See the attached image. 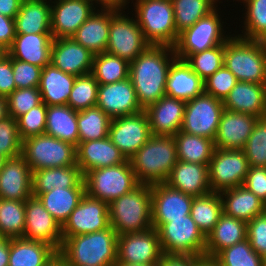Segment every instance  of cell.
<instances>
[{
    "instance_id": "obj_22",
    "label": "cell",
    "mask_w": 266,
    "mask_h": 266,
    "mask_svg": "<svg viewBox=\"0 0 266 266\" xmlns=\"http://www.w3.org/2000/svg\"><path fill=\"white\" fill-rule=\"evenodd\" d=\"M32 196V171L20 154L6 158L0 171V199L26 201Z\"/></svg>"
},
{
    "instance_id": "obj_10",
    "label": "cell",
    "mask_w": 266,
    "mask_h": 266,
    "mask_svg": "<svg viewBox=\"0 0 266 266\" xmlns=\"http://www.w3.org/2000/svg\"><path fill=\"white\" fill-rule=\"evenodd\" d=\"M124 12L110 8L109 40L105 52L130 63L150 44L145 40L136 18Z\"/></svg>"
},
{
    "instance_id": "obj_45",
    "label": "cell",
    "mask_w": 266,
    "mask_h": 266,
    "mask_svg": "<svg viewBox=\"0 0 266 266\" xmlns=\"http://www.w3.org/2000/svg\"><path fill=\"white\" fill-rule=\"evenodd\" d=\"M240 3L245 4L244 30H241L242 34L236 35L266 42V0H242Z\"/></svg>"
},
{
    "instance_id": "obj_13",
    "label": "cell",
    "mask_w": 266,
    "mask_h": 266,
    "mask_svg": "<svg viewBox=\"0 0 266 266\" xmlns=\"http://www.w3.org/2000/svg\"><path fill=\"white\" fill-rule=\"evenodd\" d=\"M223 110V101L202 93L186 102L180 131L214 140Z\"/></svg>"
},
{
    "instance_id": "obj_55",
    "label": "cell",
    "mask_w": 266,
    "mask_h": 266,
    "mask_svg": "<svg viewBox=\"0 0 266 266\" xmlns=\"http://www.w3.org/2000/svg\"><path fill=\"white\" fill-rule=\"evenodd\" d=\"M247 239L258 254L266 253V212L247 222Z\"/></svg>"
},
{
    "instance_id": "obj_51",
    "label": "cell",
    "mask_w": 266,
    "mask_h": 266,
    "mask_svg": "<svg viewBox=\"0 0 266 266\" xmlns=\"http://www.w3.org/2000/svg\"><path fill=\"white\" fill-rule=\"evenodd\" d=\"M47 105L42 102L17 118L18 131L22 140L45 134Z\"/></svg>"
},
{
    "instance_id": "obj_26",
    "label": "cell",
    "mask_w": 266,
    "mask_h": 266,
    "mask_svg": "<svg viewBox=\"0 0 266 266\" xmlns=\"http://www.w3.org/2000/svg\"><path fill=\"white\" fill-rule=\"evenodd\" d=\"M224 109L266 116V84L238 81L223 101Z\"/></svg>"
},
{
    "instance_id": "obj_20",
    "label": "cell",
    "mask_w": 266,
    "mask_h": 266,
    "mask_svg": "<svg viewBox=\"0 0 266 266\" xmlns=\"http://www.w3.org/2000/svg\"><path fill=\"white\" fill-rule=\"evenodd\" d=\"M96 106L111 119L144 110L138 103L136 91L129 78L115 83L99 84Z\"/></svg>"
},
{
    "instance_id": "obj_40",
    "label": "cell",
    "mask_w": 266,
    "mask_h": 266,
    "mask_svg": "<svg viewBox=\"0 0 266 266\" xmlns=\"http://www.w3.org/2000/svg\"><path fill=\"white\" fill-rule=\"evenodd\" d=\"M222 213L223 203L219 193L210 192L193 198L190 215L205 237L214 229Z\"/></svg>"
},
{
    "instance_id": "obj_56",
    "label": "cell",
    "mask_w": 266,
    "mask_h": 266,
    "mask_svg": "<svg viewBox=\"0 0 266 266\" xmlns=\"http://www.w3.org/2000/svg\"><path fill=\"white\" fill-rule=\"evenodd\" d=\"M243 186L266 204V168L250 166Z\"/></svg>"
},
{
    "instance_id": "obj_23",
    "label": "cell",
    "mask_w": 266,
    "mask_h": 266,
    "mask_svg": "<svg viewBox=\"0 0 266 266\" xmlns=\"http://www.w3.org/2000/svg\"><path fill=\"white\" fill-rule=\"evenodd\" d=\"M258 118L224 109L214 139L215 148L243 150Z\"/></svg>"
},
{
    "instance_id": "obj_41",
    "label": "cell",
    "mask_w": 266,
    "mask_h": 266,
    "mask_svg": "<svg viewBox=\"0 0 266 266\" xmlns=\"http://www.w3.org/2000/svg\"><path fill=\"white\" fill-rule=\"evenodd\" d=\"M111 118L99 107L77 111L79 142L108 137Z\"/></svg>"
},
{
    "instance_id": "obj_59",
    "label": "cell",
    "mask_w": 266,
    "mask_h": 266,
    "mask_svg": "<svg viewBox=\"0 0 266 266\" xmlns=\"http://www.w3.org/2000/svg\"><path fill=\"white\" fill-rule=\"evenodd\" d=\"M198 256L187 254H167L163 253L157 266H194V260Z\"/></svg>"
},
{
    "instance_id": "obj_68",
    "label": "cell",
    "mask_w": 266,
    "mask_h": 266,
    "mask_svg": "<svg viewBox=\"0 0 266 266\" xmlns=\"http://www.w3.org/2000/svg\"><path fill=\"white\" fill-rule=\"evenodd\" d=\"M5 160H6V157L0 154V171L3 168V164H4Z\"/></svg>"
},
{
    "instance_id": "obj_34",
    "label": "cell",
    "mask_w": 266,
    "mask_h": 266,
    "mask_svg": "<svg viewBox=\"0 0 266 266\" xmlns=\"http://www.w3.org/2000/svg\"><path fill=\"white\" fill-rule=\"evenodd\" d=\"M247 239V222L221 214L214 229L206 237L205 255L215 257L224 248Z\"/></svg>"
},
{
    "instance_id": "obj_6",
    "label": "cell",
    "mask_w": 266,
    "mask_h": 266,
    "mask_svg": "<svg viewBox=\"0 0 266 266\" xmlns=\"http://www.w3.org/2000/svg\"><path fill=\"white\" fill-rule=\"evenodd\" d=\"M132 3L145 40L150 45L174 47L179 33L175 29L171 0H135Z\"/></svg>"
},
{
    "instance_id": "obj_7",
    "label": "cell",
    "mask_w": 266,
    "mask_h": 266,
    "mask_svg": "<svg viewBox=\"0 0 266 266\" xmlns=\"http://www.w3.org/2000/svg\"><path fill=\"white\" fill-rule=\"evenodd\" d=\"M84 183L88 196L105 201L107 204L140 184L129 160L122 164L88 171L84 175Z\"/></svg>"
},
{
    "instance_id": "obj_42",
    "label": "cell",
    "mask_w": 266,
    "mask_h": 266,
    "mask_svg": "<svg viewBox=\"0 0 266 266\" xmlns=\"http://www.w3.org/2000/svg\"><path fill=\"white\" fill-rule=\"evenodd\" d=\"M130 63L107 52L93 57L91 74L99 84H110L129 78Z\"/></svg>"
},
{
    "instance_id": "obj_61",
    "label": "cell",
    "mask_w": 266,
    "mask_h": 266,
    "mask_svg": "<svg viewBox=\"0 0 266 266\" xmlns=\"http://www.w3.org/2000/svg\"><path fill=\"white\" fill-rule=\"evenodd\" d=\"M93 2L98 5V8L101 7V8H113L117 10H125L129 7L127 5L130 3V0H93Z\"/></svg>"
},
{
    "instance_id": "obj_52",
    "label": "cell",
    "mask_w": 266,
    "mask_h": 266,
    "mask_svg": "<svg viewBox=\"0 0 266 266\" xmlns=\"http://www.w3.org/2000/svg\"><path fill=\"white\" fill-rule=\"evenodd\" d=\"M22 139L19 135L17 119L8 116L0 120V154L6 158L21 154Z\"/></svg>"
},
{
    "instance_id": "obj_14",
    "label": "cell",
    "mask_w": 266,
    "mask_h": 266,
    "mask_svg": "<svg viewBox=\"0 0 266 266\" xmlns=\"http://www.w3.org/2000/svg\"><path fill=\"white\" fill-rule=\"evenodd\" d=\"M109 226V204L85 193L62 225V238L101 231Z\"/></svg>"
},
{
    "instance_id": "obj_37",
    "label": "cell",
    "mask_w": 266,
    "mask_h": 266,
    "mask_svg": "<svg viewBox=\"0 0 266 266\" xmlns=\"http://www.w3.org/2000/svg\"><path fill=\"white\" fill-rule=\"evenodd\" d=\"M45 134L78 146L77 111L68 105L47 106Z\"/></svg>"
},
{
    "instance_id": "obj_66",
    "label": "cell",
    "mask_w": 266,
    "mask_h": 266,
    "mask_svg": "<svg viewBox=\"0 0 266 266\" xmlns=\"http://www.w3.org/2000/svg\"><path fill=\"white\" fill-rule=\"evenodd\" d=\"M158 263H150V264H132V263H122V262H116L114 266H157Z\"/></svg>"
},
{
    "instance_id": "obj_48",
    "label": "cell",
    "mask_w": 266,
    "mask_h": 266,
    "mask_svg": "<svg viewBox=\"0 0 266 266\" xmlns=\"http://www.w3.org/2000/svg\"><path fill=\"white\" fill-rule=\"evenodd\" d=\"M185 61L204 81L224 65V44L192 54Z\"/></svg>"
},
{
    "instance_id": "obj_17",
    "label": "cell",
    "mask_w": 266,
    "mask_h": 266,
    "mask_svg": "<svg viewBox=\"0 0 266 266\" xmlns=\"http://www.w3.org/2000/svg\"><path fill=\"white\" fill-rule=\"evenodd\" d=\"M22 238L47 243L57 252L63 244L62 226L44 208L38 197L31 196L25 201V230Z\"/></svg>"
},
{
    "instance_id": "obj_63",
    "label": "cell",
    "mask_w": 266,
    "mask_h": 266,
    "mask_svg": "<svg viewBox=\"0 0 266 266\" xmlns=\"http://www.w3.org/2000/svg\"><path fill=\"white\" fill-rule=\"evenodd\" d=\"M194 266H221L215 257L202 255L194 260Z\"/></svg>"
},
{
    "instance_id": "obj_54",
    "label": "cell",
    "mask_w": 266,
    "mask_h": 266,
    "mask_svg": "<svg viewBox=\"0 0 266 266\" xmlns=\"http://www.w3.org/2000/svg\"><path fill=\"white\" fill-rule=\"evenodd\" d=\"M12 68L17 89L39 86L41 67L12 58Z\"/></svg>"
},
{
    "instance_id": "obj_16",
    "label": "cell",
    "mask_w": 266,
    "mask_h": 266,
    "mask_svg": "<svg viewBox=\"0 0 266 266\" xmlns=\"http://www.w3.org/2000/svg\"><path fill=\"white\" fill-rule=\"evenodd\" d=\"M163 251L155 228L117 237V262L132 264L158 263Z\"/></svg>"
},
{
    "instance_id": "obj_36",
    "label": "cell",
    "mask_w": 266,
    "mask_h": 266,
    "mask_svg": "<svg viewBox=\"0 0 266 266\" xmlns=\"http://www.w3.org/2000/svg\"><path fill=\"white\" fill-rule=\"evenodd\" d=\"M58 252L49 244L24 238L10 239L8 266H44Z\"/></svg>"
},
{
    "instance_id": "obj_5",
    "label": "cell",
    "mask_w": 266,
    "mask_h": 266,
    "mask_svg": "<svg viewBox=\"0 0 266 266\" xmlns=\"http://www.w3.org/2000/svg\"><path fill=\"white\" fill-rule=\"evenodd\" d=\"M224 65L238 81L266 84V42L231 36L224 44Z\"/></svg>"
},
{
    "instance_id": "obj_28",
    "label": "cell",
    "mask_w": 266,
    "mask_h": 266,
    "mask_svg": "<svg viewBox=\"0 0 266 266\" xmlns=\"http://www.w3.org/2000/svg\"><path fill=\"white\" fill-rule=\"evenodd\" d=\"M52 42L51 33L16 34L7 53L11 58L43 68L50 64Z\"/></svg>"
},
{
    "instance_id": "obj_47",
    "label": "cell",
    "mask_w": 266,
    "mask_h": 266,
    "mask_svg": "<svg viewBox=\"0 0 266 266\" xmlns=\"http://www.w3.org/2000/svg\"><path fill=\"white\" fill-rule=\"evenodd\" d=\"M98 86L99 83L91 73L76 76L67 105L75 111L96 106Z\"/></svg>"
},
{
    "instance_id": "obj_53",
    "label": "cell",
    "mask_w": 266,
    "mask_h": 266,
    "mask_svg": "<svg viewBox=\"0 0 266 266\" xmlns=\"http://www.w3.org/2000/svg\"><path fill=\"white\" fill-rule=\"evenodd\" d=\"M237 82L235 75L223 65L204 80V93L224 101Z\"/></svg>"
},
{
    "instance_id": "obj_65",
    "label": "cell",
    "mask_w": 266,
    "mask_h": 266,
    "mask_svg": "<svg viewBox=\"0 0 266 266\" xmlns=\"http://www.w3.org/2000/svg\"><path fill=\"white\" fill-rule=\"evenodd\" d=\"M7 100L5 97L0 96V120L8 117Z\"/></svg>"
},
{
    "instance_id": "obj_43",
    "label": "cell",
    "mask_w": 266,
    "mask_h": 266,
    "mask_svg": "<svg viewBox=\"0 0 266 266\" xmlns=\"http://www.w3.org/2000/svg\"><path fill=\"white\" fill-rule=\"evenodd\" d=\"M174 11L175 29L181 33L208 15L218 5L219 0H171Z\"/></svg>"
},
{
    "instance_id": "obj_35",
    "label": "cell",
    "mask_w": 266,
    "mask_h": 266,
    "mask_svg": "<svg viewBox=\"0 0 266 266\" xmlns=\"http://www.w3.org/2000/svg\"><path fill=\"white\" fill-rule=\"evenodd\" d=\"M76 76L65 73L51 63L42 68L38 89L47 106L67 105Z\"/></svg>"
},
{
    "instance_id": "obj_4",
    "label": "cell",
    "mask_w": 266,
    "mask_h": 266,
    "mask_svg": "<svg viewBox=\"0 0 266 266\" xmlns=\"http://www.w3.org/2000/svg\"><path fill=\"white\" fill-rule=\"evenodd\" d=\"M109 221L118 236L152 228L151 185L140 183L109 203Z\"/></svg>"
},
{
    "instance_id": "obj_24",
    "label": "cell",
    "mask_w": 266,
    "mask_h": 266,
    "mask_svg": "<svg viewBox=\"0 0 266 266\" xmlns=\"http://www.w3.org/2000/svg\"><path fill=\"white\" fill-rule=\"evenodd\" d=\"M186 101L164 96L144 109L151 134L174 136L182 127Z\"/></svg>"
},
{
    "instance_id": "obj_21",
    "label": "cell",
    "mask_w": 266,
    "mask_h": 266,
    "mask_svg": "<svg viewBox=\"0 0 266 266\" xmlns=\"http://www.w3.org/2000/svg\"><path fill=\"white\" fill-rule=\"evenodd\" d=\"M94 54L72 37L53 39L50 63L75 76L91 73Z\"/></svg>"
},
{
    "instance_id": "obj_32",
    "label": "cell",
    "mask_w": 266,
    "mask_h": 266,
    "mask_svg": "<svg viewBox=\"0 0 266 266\" xmlns=\"http://www.w3.org/2000/svg\"><path fill=\"white\" fill-rule=\"evenodd\" d=\"M14 21L16 34L51 33V0H23Z\"/></svg>"
},
{
    "instance_id": "obj_29",
    "label": "cell",
    "mask_w": 266,
    "mask_h": 266,
    "mask_svg": "<svg viewBox=\"0 0 266 266\" xmlns=\"http://www.w3.org/2000/svg\"><path fill=\"white\" fill-rule=\"evenodd\" d=\"M204 93V81L182 59L176 58L168 71L166 96L183 101Z\"/></svg>"
},
{
    "instance_id": "obj_8",
    "label": "cell",
    "mask_w": 266,
    "mask_h": 266,
    "mask_svg": "<svg viewBox=\"0 0 266 266\" xmlns=\"http://www.w3.org/2000/svg\"><path fill=\"white\" fill-rule=\"evenodd\" d=\"M21 155L32 172L76 165V146L47 134L22 140Z\"/></svg>"
},
{
    "instance_id": "obj_9",
    "label": "cell",
    "mask_w": 266,
    "mask_h": 266,
    "mask_svg": "<svg viewBox=\"0 0 266 266\" xmlns=\"http://www.w3.org/2000/svg\"><path fill=\"white\" fill-rule=\"evenodd\" d=\"M218 7L179 33L174 46L176 57L186 60L190 55L225 44L232 35H225Z\"/></svg>"
},
{
    "instance_id": "obj_49",
    "label": "cell",
    "mask_w": 266,
    "mask_h": 266,
    "mask_svg": "<svg viewBox=\"0 0 266 266\" xmlns=\"http://www.w3.org/2000/svg\"><path fill=\"white\" fill-rule=\"evenodd\" d=\"M243 151L250 166L266 168V116L257 119Z\"/></svg>"
},
{
    "instance_id": "obj_3",
    "label": "cell",
    "mask_w": 266,
    "mask_h": 266,
    "mask_svg": "<svg viewBox=\"0 0 266 266\" xmlns=\"http://www.w3.org/2000/svg\"><path fill=\"white\" fill-rule=\"evenodd\" d=\"M129 161L139 183H163L178 161L176 141L173 136L152 135Z\"/></svg>"
},
{
    "instance_id": "obj_58",
    "label": "cell",
    "mask_w": 266,
    "mask_h": 266,
    "mask_svg": "<svg viewBox=\"0 0 266 266\" xmlns=\"http://www.w3.org/2000/svg\"><path fill=\"white\" fill-rule=\"evenodd\" d=\"M15 21L0 14V45L8 50L15 38Z\"/></svg>"
},
{
    "instance_id": "obj_57",
    "label": "cell",
    "mask_w": 266,
    "mask_h": 266,
    "mask_svg": "<svg viewBox=\"0 0 266 266\" xmlns=\"http://www.w3.org/2000/svg\"><path fill=\"white\" fill-rule=\"evenodd\" d=\"M16 88L12 58L7 54L0 61V96L7 98Z\"/></svg>"
},
{
    "instance_id": "obj_15",
    "label": "cell",
    "mask_w": 266,
    "mask_h": 266,
    "mask_svg": "<svg viewBox=\"0 0 266 266\" xmlns=\"http://www.w3.org/2000/svg\"><path fill=\"white\" fill-rule=\"evenodd\" d=\"M108 136L129 160L152 136L146 112L113 118Z\"/></svg>"
},
{
    "instance_id": "obj_60",
    "label": "cell",
    "mask_w": 266,
    "mask_h": 266,
    "mask_svg": "<svg viewBox=\"0 0 266 266\" xmlns=\"http://www.w3.org/2000/svg\"><path fill=\"white\" fill-rule=\"evenodd\" d=\"M23 0H0V14L14 19Z\"/></svg>"
},
{
    "instance_id": "obj_19",
    "label": "cell",
    "mask_w": 266,
    "mask_h": 266,
    "mask_svg": "<svg viewBox=\"0 0 266 266\" xmlns=\"http://www.w3.org/2000/svg\"><path fill=\"white\" fill-rule=\"evenodd\" d=\"M193 198L165 182L152 184V227L157 230L162 224L170 222V219L189 215Z\"/></svg>"
},
{
    "instance_id": "obj_39",
    "label": "cell",
    "mask_w": 266,
    "mask_h": 266,
    "mask_svg": "<svg viewBox=\"0 0 266 266\" xmlns=\"http://www.w3.org/2000/svg\"><path fill=\"white\" fill-rule=\"evenodd\" d=\"M173 137L177 145L178 160L209 165L215 149L214 140L183 131Z\"/></svg>"
},
{
    "instance_id": "obj_25",
    "label": "cell",
    "mask_w": 266,
    "mask_h": 266,
    "mask_svg": "<svg viewBox=\"0 0 266 266\" xmlns=\"http://www.w3.org/2000/svg\"><path fill=\"white\" fill-rule=\"evenodd\" d=\"M127 159L108 137L100 140L79 142L76 147V165L83 176L93 169L126 162Z\"/></svg>"
},
{
    "instance_id": "obj_44",
    "label": "cell",
    "mask_w": 266,
    "mask_h": 266,
    "mask_svg": "<svg viewBox=\"0 0 266 266\" xmlns=\"http://www.w3.org/2000/svg\"><path fill=\"white\" fill-rule=\"evenodd\" d=\"M25 230V201L0 199V236L21 238Z\"/></svg>"
},
{
    "instance_id": "obj_2",
    "label": "cell",
    "mask_w": 266,
    "mask_h": 266,
    "mask_svg": "<svg viewBox=\"0 0 266 266\" xmlns=\"http://www.w3.org/2000/svg\"><path fill=\"white\" fill-rule=\"evenodd\" d=\"M117 233L107 229L63 238L58 252L68 266H114L117 262Z\"/></svg>"
},
{
    "instance_id": "obj_31",
    "label": "cell",
    "mask_w": 266,
    "mask_h": 266,
    "mask_svg": "<svg viewBox=\"0 0 266 266\" xmlns=\"http://www.w3.org/2000/svg\"><path fill=\"white\" fill-rule=\"evenodd\" d=\"M226 215L245 222L266 212V204L243 185L219 193Z\"/></svg>"
},
{
    "instance_id": "obj_64",
    "label": "cell",
    "mask_w": 266,
    "mask_h": 266,
    "mask_svg": "<svg viewBox=\"0 0 266 266\" xmlns=\"http://www.w3.org/2000/svg\"><path fill=\"white\" fill-rule=\"evenodd\" d=\"M44 266H68L62 256L57 253L48 263Z\"/></svg>"
},
{
    "instance_id": "obj_27",
    "label": "cell",
    "mask_w": 266,
    "mask_h": 266,
    "mask_svg": "<svg viewBox=\"0 0 266 266\" xmlns=\"http://www.w3.org/2000/svg\"><path fill=\"white\" fill-rule=\"evenodd\" d=\"M165 183L193 197L212 192L206 164L178 160Z\"/></svg>"
},
{
    "instance_id": "obj_11",
    "label": "cell",
    "mask_w": 266,
    "mask_h": 266,
    "mask_svg": "<svg viewBox=\"0 0 266 266\" xmlns=\"http://www.w3.org/2000/svg\"><path fill=\"white\" fill-rule=\"evenodd\" d=\"M157 232L163 253L205 255L206 237L190 214L183 218L170 219Z\"/></svg>"
},
{
    "instance_id": "obj_69",
    "label": "cell",
    "mask_w": 266,
    "mask_h": 266,
    "mask_svg": "<svg viewBox=\"0 0 266 266\" xmlns=\"http://www.w3.org/2000/svg\"><path fill=\"white\" fill-rule=\"evenodd\" d=\"M264 266H266V253L263 255Z\"/></svg>"
},
{
    "instance_id": "obj_30",
    "label": "cell",
    "mask_w": 266,
    "mask_h": 266,
    "mask_svg": "<svg viewBox=\"0 0 266 266\" xmlns=\"http://www.w3.org/2000/svg\"><path fill=\"white\" fill-rule=\"evenodd\" d=\"M99 9L97 8L72 36L94 55L105 52L109 40L110 8Z\"/></svg>"
},
{
    "instance_id": "obj_18",
    "label": "cell",
    "mask_w": 266,
    "mask_h": 266,
    "mask_svg": "<svg viewBox=\"0 0 266 266\" xmlns=\"http://www.w3.org/2000/svg\"><path fill=\"white\" fill-rule=\"evenodd\" d=\"M96 7L93 0H51L52 38L72 37Z\"/></svg>"
},
{
    "instance_id": "obj_1",
    "label": "cell",
    "mask_w": 266,
    "mask_h": 266,
    "mask_svg": "<svg viewBox=\"0 0 266 266\" xmlns=\"http://www.w3.org/2000/svg\"><path fill=\"white\" fill-rule=\"evenodd\" d=\"M176 58L174 47L150 45L130 62L129 79L143 109L166 96L168 71Z\"/></svg>"
},
{
    "instance_id": "obj_50",
    "label": "cell",
    "mask_w": 266,
    "mask_h": 266,
    "mask_svg": "<svg viewBox=\"0 0 266 266\" xmlns=\"http://www.w3.org/2000/svg\"><path fill=\"white\" fill-rule=\"evenodd\" d=\"M8 115L17 119L42 103L38 87L15 89L7 98Z\"/></svg>"
},
{
    "instance_id": "obj_33",
    "label": "cell",
    "mask_w": 266,
    "mask_h": 266,
    "mask_svg": "<svg viewBox=\"0 0 266 266\" xmlns=\"http://www.w3.org/2000/svg\"><path fill=\"white\" fill-rule=\"evenodd\" d=\"M73 187H85L84 176L77 165L32 172V194H43L54 188Z\"/></svg>"
},
{
    "instance_id": "obj_12",
    "label": "cell",
    "mask_w": 266,
    "mask_h": 266,
    "mask_svg": "<svg viewBox=\"0 0 266 266\" xmlns=\"http://www.w3.org/2000/svg\"><path fill=\"white\" fill-rule=\"evenodd\" d=\"M250 165L243 150L215 148L208 165L212 192L242 186Z\"/></svg>"
},
{
    "instance_id": "obj_67",
    "label": "cell",
    "mask_w": 266,
    "mask_h": 266,
    "mask_svg": "<svg viewBox=\"0 0 266 266\" xmlns=\"http://www.w3.org/2000/svg\"><path fill=\"white\" fill-rule=\"evenodd\" d=\"M7 49L0 45V61L7 56Z\"/></svg>"
},
{
    "instance_id": "obj_62",
    "label": "cell",
    "mask_w": 266,
    "mask_h": 266,
    "mask_svg": "<svg viewBox=\"0 0 266 266\" xmlns=\"http://www.w3.org/2000/svg\"><path fill=\"white\" fill-rule=\"evenodd\" d=\"M10 239L0 236V266L9 265Z\"/></svg>"
},
{
    "instance_id": "obj_38",
    "label": "cell",
    "mask_w": 266,
    "mask_h": 266,
    "mask_svg": "<svg viewBox=\"0 0 266 266\" xmlns=\"http://www.w3.org/2000/svg\"><path fill=\"white\" fill-rule=\"evenodd\" d=\"M85 193V187L54 188L49 192L32 196L38 197L44 208L62 226Z\"/></svg>"
},
{
    "instance_id": "obj_46",
    "label": "cell",
    "mask_w": 266,
    "mask_h": 266,
    "mask_svg": "<svg viewBox=\"0 0 266 266\" xmlns=\"http://www.w3.org/2000/svg\"><path fill=\"white\" fill-rule=\"evenodd\" d=\"M215 258L221 266H264L263 256L251 247L248 239L224 248Z\"/></svg>"
}]
</instances>
